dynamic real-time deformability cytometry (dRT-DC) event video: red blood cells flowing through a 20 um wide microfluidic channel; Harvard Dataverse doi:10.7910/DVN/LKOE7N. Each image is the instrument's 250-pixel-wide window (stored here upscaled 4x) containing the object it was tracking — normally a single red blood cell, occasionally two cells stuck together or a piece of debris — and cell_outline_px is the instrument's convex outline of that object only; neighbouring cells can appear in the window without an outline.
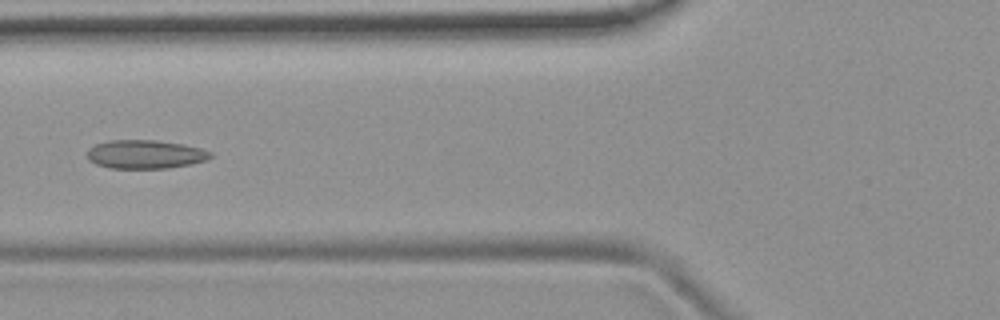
{"species": "common noctule bat (a hibernating species)", "species_latin": "Nyctalus noctula", "temperature_condition": "room temperature", "stored_images_in_passage": 7, "camera_frame_rate_fps": 3000, "um_per_image_px": 0.085, "animal": {"sex": "female", "body_mass_g": 19.9}, "frame": {"image": 1, "passage_image": 5, "time_ms": 4.667, "image_size_px": [1000, 320], "cell_outline_px": [[212, 156], [204, 160], [192, 164], [168, 168], [108, 168], [96, 164], [88, 160], [88, 148], [96, 144], [112, 140], [156, 140], [184, 144], [200, 148], [212, 152]], "centroid_in_image_um": [12.34, 13.11], "position_along_channel_um": 113.5, "area_um2": 20.58}}
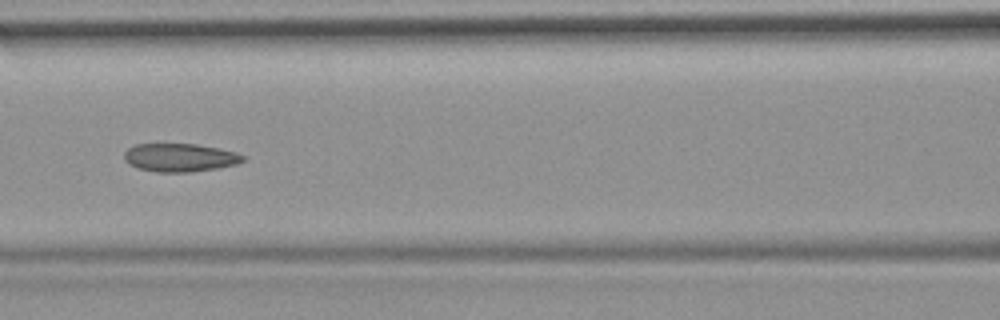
{"frame": {"image": 2, "passage_image": 6, "time_ms": 5.667, "image_size_px": [1000, 320], "cell_outline_px": [[244, 160], [236, 164], [216, 168], [192, 172], [156, 172], [136, 168], [128, 164], [124, 160], [124, 152], [128, 148], [136, 144], [196, 144], [220, 148], [236, 152], [244, 156]], "centroid_in_image_um": [15.26, 13.39], "position_along_channel_um": 151.3, "area_um2": 19.65}}
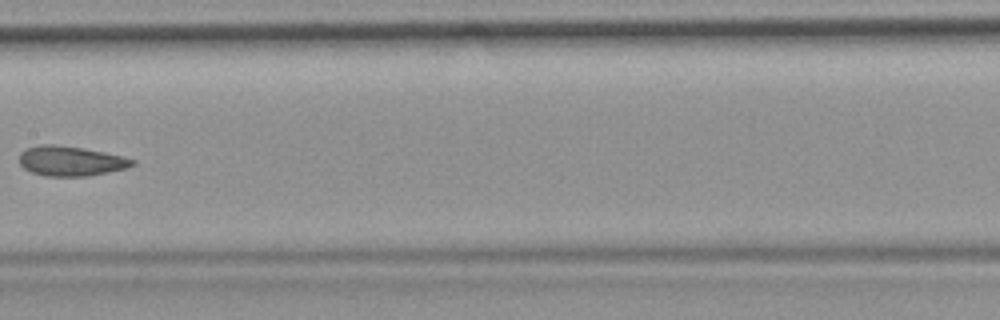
{"frame": {"image": 3, "passage_image": 7, "time_ms": 7.0, "image_size_px": [1000, 320], "cell_outline_px": [[136, 164], [128, 168], [88, 176], [44, 176], [32, 172], [24, 168], [20, 164], [20, 152], [28, 148], [40, 144], [52, 144], [84, 148], [124, 156], [136, 160]], "centroid_in_image_um": [6.05, 13.68], "position_along_channel_um": 201.4, "area_um2": 19.77}}